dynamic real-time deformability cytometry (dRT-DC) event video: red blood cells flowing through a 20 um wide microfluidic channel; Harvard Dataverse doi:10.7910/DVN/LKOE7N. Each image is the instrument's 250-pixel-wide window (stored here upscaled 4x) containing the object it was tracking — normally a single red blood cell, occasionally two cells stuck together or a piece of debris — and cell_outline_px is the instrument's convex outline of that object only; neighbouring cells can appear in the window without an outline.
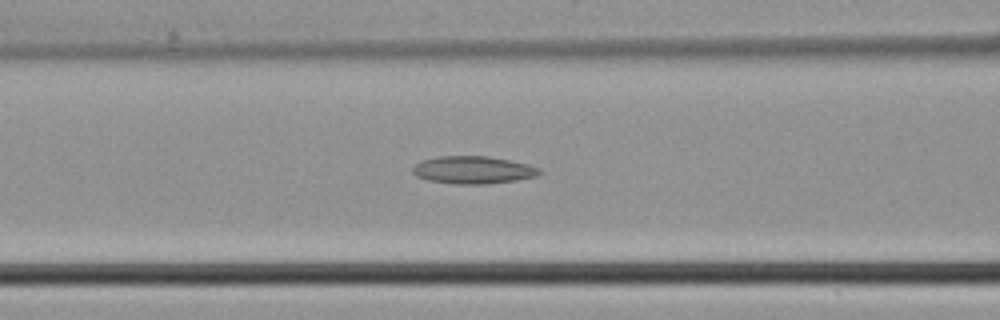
{"species": "common noctule bat (a hibernating species)", "species_latin": "Nyctalus noctula", "temperature_condition": "cold", "stored_images_in_passage": 23, "camera_frame_rate_fps": 3000, "um_per_image_px": 0.085, "animal": {"sex": "male", "body_mass_g": 21.5, "forearm_length_mm": 52.0}, "frame": {"image": 1, "passage_image": 5, "time_ms": 1.333, "image_size_px": [1000, 320], "cell_outline_px": [[544, 172], [536, 176], [516, 180], [484, 184], [456, 184], [428, 180], [416, 176], [412, 172], [412, 168], [420, 160], [436, 156], [484, 156], [508, 160], [528, 164], [540, 168]], "centroid_in_image_um": [40.2, 14.44], "position_along_channel_um": 126.4, "area_um2": 20.4}}
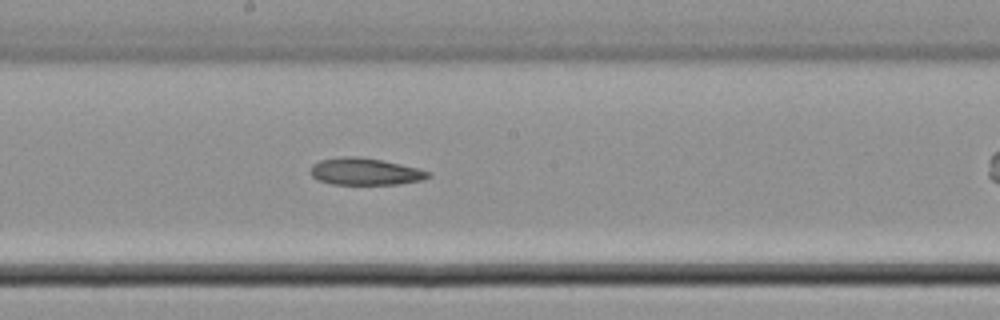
{"frame": {"image": 2, "passage_image": 11, "time_ms": 3.333, "image_size_px": [1000, 320], "cell_outline_px": [[432, 176], [420, 180], [396, 184], [332, 184], [316, 180], [312, 176], [312, 164], [320, 160], [340, 156], [356, 156], [380, 160], [400, 164], [416, 168], [428, 172]], "centroid_in_image_um": [30.98, 14.58], "position_along_channel_um": 217.2, "area_um2": 18.26}}
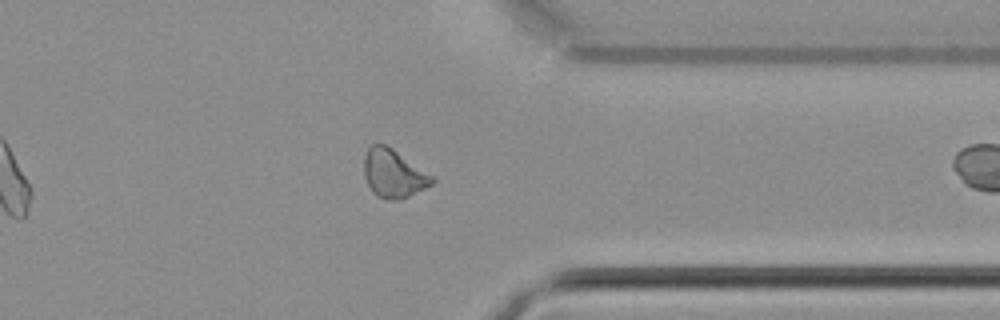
{"frame": {"image": 3, "passage_image": 22, "time_ms": 7.0, "image_size_px": [1000, 320], "cell_outline_px": [[436, 180], [432, 184], [400, 200], [384, 200], [376, 196], [372, 192], [364, 176], [364, 156], [368, 148], [372, 144], [384, 144], [392, 148], [432, 176]], "centroid_in_image_um": [33.41, 14.77], "position_along_channel_um": 378.0, "area_um2": 18.96}}